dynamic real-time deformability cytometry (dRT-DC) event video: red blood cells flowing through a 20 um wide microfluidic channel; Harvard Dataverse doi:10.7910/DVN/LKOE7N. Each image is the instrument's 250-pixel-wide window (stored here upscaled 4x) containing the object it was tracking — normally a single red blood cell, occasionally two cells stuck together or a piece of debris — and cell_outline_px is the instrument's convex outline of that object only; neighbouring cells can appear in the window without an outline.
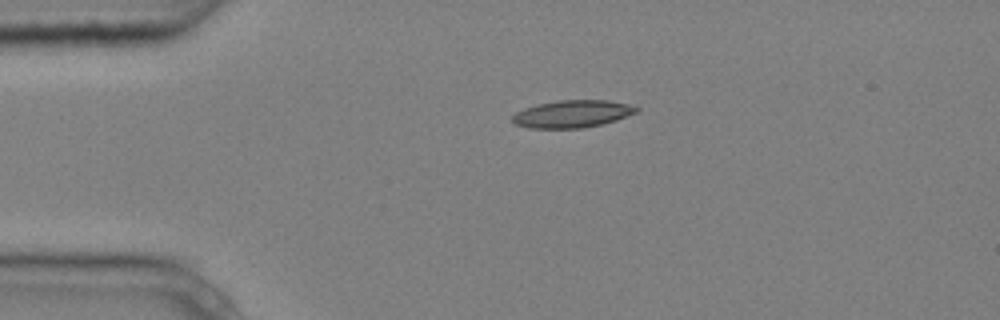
{"species": "common noctule bat (a hibernating species)", "species_latin": "Nyctalus noctula", "temperature_condition": "cold", "stored_images_in_passage": 2, "camera_frame_rate_fps": 3000, "um_per_image_px": 0.085, "animal": {"sex": "male", "body_mass_g": 20.4}, "frame": {"image": 1, "passage_image": 1, "time_ms": 0.0, "image_size_px": [1000, 320], "cell_outline_px": [[640, 108], [636, 112], [616, 120], [584, 128], [528, 128], [516, 124], [512, 120], [512, 116], [516, 112], [524, 108], [536, 104], [556, 100], [608, 100], [628, 104]], "centroid_in_image_um": [48.62, 9.67], "position_along_channel_um": 36.4, "area_um2": 19.77}}